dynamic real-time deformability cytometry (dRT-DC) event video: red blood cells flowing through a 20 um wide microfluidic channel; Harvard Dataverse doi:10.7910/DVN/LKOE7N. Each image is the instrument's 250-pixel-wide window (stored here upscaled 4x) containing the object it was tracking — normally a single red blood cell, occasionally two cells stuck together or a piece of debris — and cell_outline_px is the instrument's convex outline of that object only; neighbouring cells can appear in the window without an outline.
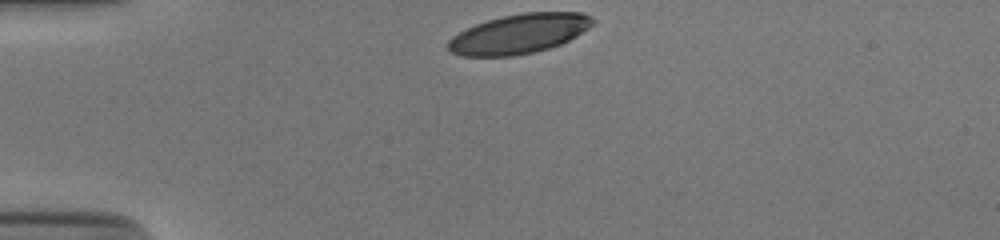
{"species": "human", "species_latin": "Homo sapiens", "temperature_condition": "cold", "stored_images_in_passage": 31, "camera_frame_rate_fps": 3000, "um_per_image_px": 0.085, "donor": {"sex": "male"}, "frame": {"image": 1, "passage_image": 1, "time_ms": 0.0, "image_size_px": [1000, 240], "cell_outline_px": [[596, 20], [588, 28], [568, 40], [560, 44], [548, 48], [532, 52], [512, 56], [460, 56], [452, 52], [448, 48], [448, 40], [452, 36], [476, 24], [488, 20], [520, 12], [580, 12], [592, 16]], "centroid_in_image_um": [44.13, 2.86], "position_along_channel_um": 40.9, "area_um2": 33.06}}
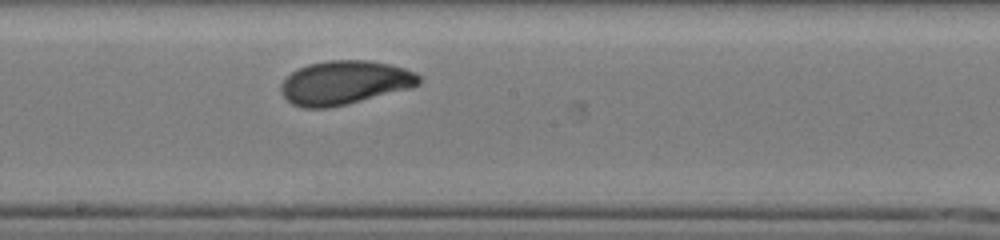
{"frame": {"image": 2, "passage_image": 18, "time_ms": 5.667, "image_size_px": [1000, 240], "cell_outline_px": [[420, 84], [412, 88], [348, 104], [328, 108], [304, 108], [292, 104], [280, 92], [280, 84], [292, 72], [308, 64], [328, 60], [368, 60], [388, 64], [404, 68], [416, 72], [420, 76]], "centroid_in_image_um": [29.31, 7.03], "position_along_channel_um": 218.9, "area_um2": 35.37}}
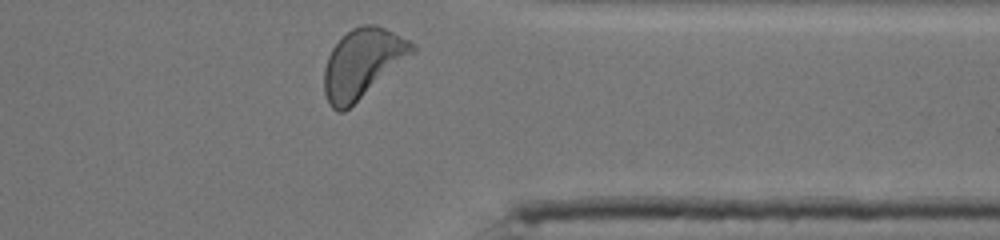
{"frame": {"image": 3, "passage_image": 31, "time_ms": 10.0, "image_size_px": [1000, 240], "cell_outline_px": [[416, 52], [344, 112], [336, 112], [328, 104], [324, 92], [324, 68], [328, 56], [332, 48], [352, 28], [360, 24], [376, 24], [416, 44]], "centroid_in_image_um": [30.81, 5.39], "position_along_channel_um": 380.6, "area_um2": 35.32}, "authors_computed_cell_mechanics": {"area_um2": 34.5066, "velocity_mm_per_s": 3.8327, "shape_relaxation_time_tau1_ms": 2.6209, "shape_relaxation_time_tau2_ms": 1.5656, "deformation_change_tau1": 0.1291, "deformation_change_tau2": 0.0643}}